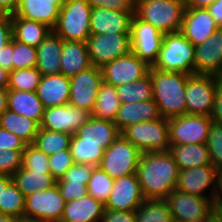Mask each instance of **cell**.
I'll return each instance as SVG.
<instances>
[{"mask_svg":"<svg viewBox=\"0 0 222 222\" xmlns=\"http://www.w3.org/2000/svg\"><path fill=\"white\" fill-rule=\"evenodd\" d=\"M137 177L145 199H165L177 187L179 169L168 151L141 153Z\"/></svg>","mask_w":222,"mask_h":222,"instance_id":"cell-1","label":"cell"},{"mask_svg":"<svg viewBox=\"0 0 222 222\" xmlns=\"http://www.w3.org/2000/svg\"><path fill=\"white\" fill-rule=\"evenodd\" d=\"M153 100L165 119L186 114L185 88L190 75L150 68Z\"/></svg>","mask_w":222,"mask_h":222,"instance_id":"cell-2","label":"cell"},{"mask_svg":"<svg viewBox=\"0 0 222 222\" xmlns=\"http://www.w3.org/2000/svg\"><path fill=\"white\" fill-rule=\"evenodd\" d=\"M195 46L181 31L163 35L157 60L151 66L156 70L182 72L194 75Z\"/></svg>","mask_w":222,"mask_h":222,"instance_id":"cell-3","label":"cell"},{"mask_svg":"<svg viewBox=\"0 0 222 222\" xmlns=\"http://www.w3.org/2000/svg\"><path fill=\"white\" fill-rule=\"evenodd\" d=\"M185 6L182 0H135V15L161 33L181 31Z\"/></svg>","mask_w":222,"mask_h":222,"instance_id":"cell-4","label":"cell"},{"mask_svg":"<svg viewBox=\"0 0 222 222\" xmlns=\"http://www.w3.org/2000/svg\"><path fill=\"white\" fill-rule=\"evenodd\" d=\"M91 10L85 0H65L52 31L64 41L86 43L91 36Z\"/></svg>","mask_w":222,"mask_h":222,"instance_id":"cell-5","label":"cell"},{"mask_svg":"<svg viewBox=\"0 0 222 222\" xmlns=\"http://www.w3.org/2000/svg\"><path fill=\"white\" fill-rule=\"evenodd\" d=\"M121 135L141 153L168 151L170 147L168 119L164 117L126 127Z\"/></svg>","mask_w":222,"mask_h":222,"instance_id":"cell-6","label":"cell"},{"mask_svg":"<svg viewBox=\"0 0 222 222\" xmlns=\"http://www.w3.org/2000/svg\"><path fill=\"white\" fill-rule=\"evenodd\" d=\"M141 152L121 134L104 150L99 167L112 179L136 174Z\"/></svg>","mask_w":222,"mask_h":222,"instance_id":"cell-7","label":"cell"},{"mask_svg":"<svg viewBox=\"0 0 222 222\" xmlns=\"http://www.w3.org/2000/svg\"><path fill=\"white\" fill-rule=\"evenodd\" d=\"M211 124V117L206 115L185 114L169 118V143L170 145L205 144Z\"/></svg>","mask_w":222,"mask_h":222,"instance_id":"cell-8","label":"cell"},{"mask_svg":"<svg viewBox=\"0 0 222 222\" xmlns=\"http://www.w3.org/2000/svg\"><path fill=\"white\" fill-rule=\"evenodd\" d=\"M220 175L212 165L179 170L176 189L193 196L216 200Z\"/></svg>","mask_w":222,"mask_h":222,"instance_id":"cell-9","label":"cell"},{"mask_svg":"<svg viewBox=\"0 0 222 222\" xmlns=\"http://www.w3.org/2000/svg\"><path fill=\"white\" fill-rule=\"evenodd\" d=\"M215 75L194 74L187 79L185 88L186 114L211 116L216 92Z\"/></svg>","mask_w":222,"mask_h":222,"instance_id":"cell-10","label":"cell"},{"mask_svg":"<svg viewBox=\"0 0 222 222\" xmlns=\"http://www.w3.org/2000/svg\"><path fill=\"white\" fill-rule=\"evenodd\" d=\"M130 34H91L87 49L91 65H103L128 54L131 51Z\"/></svg>","mask_w":222,"mask_h":222,"instance_id":"cell-11","label":"cell"},{"mask_svg":"<svg viewBox=\"0 0 222 222\" xmlns=\"http://www.w3.org/2000/svg\"><path fill=\"white\" fill-rule=\"evenodd\" d=\"M165 201L174 222L205 219L215 209L216 202V200L193 196L177 189L170 192Z\"/></svg>","mask_w":222,"mask_h":222,"instance_id":"cell-12","label":"cell"},{"mask_svg":"<svg viewBox=\"0 0 222 222\" xmlns=\"http://www.w3.org/2000/svg\"><path fill=\"white\" fill-rule=\"evenodd\" d=\"M163 35L156 27L133 14L130 29L131 52L150 66L157 60Z\"/></svg>","mask_w":222,"mask_h":222,"instance_id":"cell-13","label":"cell"},{"mask_svg":"<svg viewBox=\"0 0 222 222\" xmlns=\"http://www.w3.org/2000/svg\"><path fill=\"white\" fill-rule=\"evenodd\" d=\"M64 207L65 201L56 184L25 197L24 217L54 222L61 220Z\"/></svg>","mask_w":222,"mask_h":222,"instance_id":"cell-14","label":"cell"},{"mask_svg":"<svg viewBox=\"0 0 222 222\" xmlns=\"http://www.w3.org/2000/svg\"><path fill=\"white\" fill-rule=\"evenodd\" d=\"M150 68L151 66L146 61L130 51L103 65L100 69L103 82L117 87L141 79L149 73Z\"/></svg>","mask_w":222,"mask_h":222,"instance_id":"cell-15","label":"cell"},{"mask_svg":"<svg viewBox=\"0 0 222 222\" xmlns=\"http://www.w3.org/2000/svg\"><path fill=\"white\" fill-rule=\"evenodd\" d=\"M70 79V98L68 104L92 112L100 85L103 83L101 69L91 66Z\"/></svg>","mask_w":222,"mask_h":222,"instance_id":"cell-16","label":"cell"},{"mask_svg":"<svg viewBox=\"0 0 222 222\" xmlns=\"http://www.w3.org/2000/svg\"><path fill=\"white\" fill-rule=\"evenodd\" d=\"M90 118V112L70 104L49 107L44 110L40 129L73 135Z\"/></svg>","mask_w":222,"mask_h":222,"instance_id":"cell-17","label":"cell"},{"mask_svg":"<svg viewBox=\"0 0 222 222\" xmlns=\"http://www.w3.org/2000/svg\"><path fill=\"white\" fill-rule=\"evenodd\" d=\"M144 200L137 174H130L114 179L110 196L104 207L114 211H135Z\"/></svg>","mask_w":222,"mask_h":222,"instance_id":"cell-18","label":"cell"},{"mask_svg":"<svg viewBox=\"0 0 222 222\" xmlns=\"http://www.w3.org/2000/svg\"><path fill=\"white\" fill-rule=\"evenodd\" d=\"M195 74L215 75L222 78V28L208 40L195 46Z\"/></svg>","mask_w":222,"mask_h":222,"instance_id":"cell-19","label":"cell"},{"mask_svg":"<svg viewBox=\"0 0 222 222\" xmlns=\"http://www.w3.org/2000/svg\"><path fill=\"white\" fill-rule=\"evenodd\" d=\"M135 11H118L108 8H92L91 34H130L131 19Z\"/></svg>","mask_w":222,"mask_h":222,"instance_id":"cell-20","label":"cell"},{"mask_svg":"<svg viewBox=\"0 0 222 222\" xmlns=\"http://www.w3.org/2000/svg\"><path fill=\"white\" fill-rule=\"evenodd\" d=\"M218 28L207 8H185L181 32L194 46L204 43Z\"/></svg>","mask_w":222,"mask_h":222,"instance_id":"cell-21","label":"cell"},{"mask_svg":"<svg viewBox=\"0 0 222 222\" xmlns=\"http://www.w3.org/2000/svg\"><path fill=\"white\" fill-rule=\"evenodd\" d=\"M64 3L65 0H20L11 17L40 22L53 29Z\"/></svg>","mask_w":222,"mask_h":222,"instance_id":"cell-22","label":"cell"},{"mask_svg":"<svg viewBox=\"0 0 222 222\" xmlns=\"http://www.w3.org/2000/svg\"><path fill=\"white\" fill-rule=\"evenodd\" d=\"M36 93L44 108L66 105L70 98V79L63 74L42 76Z\"/></svg>","mask_w":222,"mask_h":222,"instance_id":"cell-23","label":"cell"},{"mask_svg":"<svg viewBox=\"0 0 222 222\" xmlns=\"http://www.w3.org/2000/svg\"><path fill=\"white\" fill-rule=\"evenodd\" d=\"M158 106L153 99L134 103H123L117 111L115 125L120 133L131 125L160 118Z\"/></svg>","mask_w":222,"mask_h":222,"instance_id":"cell-24","label":"cell"},{"mask_svg":"<svg viewBox=\"0 0 222 222\" xmlns=\"http://www.w3.org/2000/svg\"><path fill=\"white\" fill-rule=\"evenodd\" d=\"M114 122L91 117L76 132L80 143L100 144L106 150L120 135Z\"/></svg>","mask_w":222,"mask_h":222,"instance_id":"cell-25","label":"cell"},{"mask_svg":"<svg viewBox=\"0 0 222 222\" xmlns=\"http://www.w3.org/2000/svg\"><path fill=\"white\" fill-rule=\"evenodd\" d=\"M64 40L53 31L38 45L36 68L42 76L61 74L60 57Z\"/></svg>","mask_w":222,"mask_h":222,"instance_id":"cell-26","label":"cell"},{"mask_svg":"<svg viewBox=\"0 0 222 222\" xmlns=\"http://www.w3.org/2000/svg\"><path fill=\"white\" fill-rule=\"evenodd\" d=\"M104 204L87 194L81 199L65 202L61 220L64 222H101Z\"/></svg>","mask_w":222,"mask_h":222,"instance_id":"cell-27","label":"cell"},{"mask_svg":"<svg viewBox=\"0 0 222 222\" xmlns=\"http://www.w3.org/2000/svg\"><path fill=\"white\" fill-rule=\"evenodd\" d=\"M7 109L39 124L45 110L36 92L18 90H7Z\"/></svg>","mask_w":222,"mask_h":222,"instance_id":"cell-28","label":"cell"},{"mask_svg":"<svg viewBox=\"0 0 222 222\" xmlns=\"http://www.w3.org/2000/svg\"><path fill=\"white\" fill-rule=\"evenodd\" d=\"M60 60L61 74L68 77L92 66L85 42L64 41Z\"/></svg>","mask_w":222,"mask_h":222,"instance_id":"cell-29","label":"cell"},{"mask_svg":"<svg viewBox=\"0 0 222 222\" xmlns=\"http://www.w3.org/2000/svg\"><path fill=\"white\" fill-rule=\"evenodd\" d=\"M168 152L179 170L212 165L205 144L170 145Z\"/></svg>","mask_w":222,"mask_h":222,"instance_id":"cell-30","label":"cell"},{"mask_svg":"<svg viewBox=\"0 0 222 222\" xmlns=\"http://www.w3.org/2000/svg\"><path fill=\"white\" fill-rule=\"evenodd\" d=\"M13 39L37 48L50 34L52 29L40 22L26 20L21 17H11Z\"/></svg>","mask_w":222,"mask_h":222,"instance_id":"cell-31","label":"cell"},{"mask_svg":"<svg viewBox=\"0 0 222 222\" xmlns=\"http://www.w3.org/2000/svg\"><path fill=\"white\" fill-rule=\"evenodd\" d=\"M0 127L17 135L27 145H30L33 144L39 132L40 124L35 120L6 109L0 115Z\"/></svg>","mask_w":222,"mask_h":222,"instance_id":"cell-32","label":"cell"},{"mask_svg":"<svg viewBox=\"0 0 222 222\" xmlns=\"http://www.w3.org/2000/svg\"><path fill=\"white\" fill-rule=\"evenodd\" d=\"M12 180L25 197L36 191L49 189L57 182L51 172H35L23 167L14 173Z\"/></svg>","mask_w":222,"mask_h":222,"instance_id":"cell-33","label":"cell"},{"mask_svg":"<svg viewBox=\"0 0 222 222\" xmlns=\"http://www.w3.org/2000/svg\"><path fill=\"white\" fill-rule=\"evenodd\" d=\"M120 105L116 87L103 82L100 85L91 117L114 122Z\"/></svg>","mask_w":222,"mask_h":222,"instance_id":"cell-34","label":"cell"},{"mask_svg":"<svg viewBox=\"0 0 222 222\" xmlns=\"http://www.w3.org/2000/svg\"><path fill=\"white\" fill-rule=\"evenodd\" d=\"M116 89L121 104L153 99L152 82L149 73L135 82L117 86Z\"/></svg>","mask_w":222,"mask_h":222,"instance_id":"cell-35","label":"cell"},{"mask_svg":"<svg viewBox=\"0 0 222 222\" xmlns=\"http://www.w3.org/2000/svg\"><path fill=\"white\" fill-rule=\"evenodd\" d=\"M71 138L72 134L65 132L39 129L32 145L49 156L69 149Z\"/></svg>","mask_w":222,"mask_h":222,"instance_id":"cell-36","label":"cell"},{"mask_svg":"<svg viewBox=\"0 0 222 222\" xmlns=\"http://www.w3.org/2000/svg\"><path fill=\"white\" fill-rule=\"evenodd\" d=\"M135 222H174L165 199H145L135 210Z\"/></svg>","mask_w":222,"mask_h":222,"instance_id":"cell-37","label":"cell"},{"mask_svg":"<svg viewBox=\"0 0 222 222\" xmlns=\"http://www.w3.org/2000/svg\"><path fill=\"white\" fill-rule=\"evenodd\" d=\"M25 196L11 180L0 197V214L9 215L18 219L24 217Z\"/></svg>","mask_w":222,"mask_h":222,"instance_id":"cell-38","label":"cell"},{"mask_svg":"<svg viewBox=\"0 0 222 222\" xmlns=\"http://www.w3.org/2000/svg\"><path fill=\"white\" fill-rule=\"evenodd\" d=\"M69 150L74 163L94 166H99L104 155V149L100 144L80 143V139L75 134L72 135Z\"/></svg>","mask_w":222,"mask_h":222,"instance_id":"cell-39","label":"cell"},{"mask_svg":"<svg viewBox=\"0 0 222 222\" xmlns=\"http://www.w3.org/2000/svg\"><path fill=\"white\" fill-rule=\"evenodd\" d=\"M41 77L42 74L36 67L12 70L9 72L7 90L36 92Z\"/></svg>","mask_w":222,"mask_h":222,"instance_id":"cell-40","label":"cell"},{"mask_svg":"<svg viewBox=\"0 0 222 222\" xmlns=\"http://www.w3.org/2000/svg\"><path fill=\"white\" fill-rule=\"evenodd\" d=\"M113 184L114 179L99 166H95L87 184V192L96 200L105 204L110 196Z\"/></svg>","mask_w":222,"mask_h":222,"instance_id":"cell-41","label":"cell"},{"mask_svg":"<svg viewBox=\"0 0 222 222\" xmlns=\"http://www.w3.org/2000/svg\"><path fill=\"white\" fill-rule=\"evenodd\" d=\"M37 49L12 38V70L35 68Z\"/></svg>","mask_w":222,"mask_h":222,"instance_id":"cell-42","label":"cell"},{"mask_svg":"<svg viewBox=\"0 0 222 222\" xmlns=\"http://www.w3.org/2000/svg\"><path fill=\"white\" fill-rule=\"evenodd\" d=\"M205 145L207 146L212 166L222 174V125L212 122Z\"/></svg>","mask_w":222,"mask_h":222,"instance_id":"cell-43","label":"cell"},{"mask_svg":"<svg viewBox=\"0 0 222 222\" xmlns=\"http://www.w3.org/2000/svg\"><path fill=\"white\" fill-rule=\"evenodd\" d=\"M22 167L35 172H50L48 155L32 144L26 145L22 153Z\"/></svg>","mask_w":222,"mask_h":222,"instance_id":"cell-44","label":"cell"},{"mask_svg":"<svg viewBox=\"0 0 222 222\" xmlns=\"http://www.w3.org/2000/svg\"><path fill=\"white\" fill-rule=\"evenodd\" d=\"M94 165L74 163L56 183L88 184Z\"/></svg>","mask_w":222,"mask_h":222,"instance_id":"cell-45","label":"cell"},{"mask_svg":"<svg viewBox=\"0 0 222 222\" xmlns=\"http://www.w3.org/2000/svg\"><path fill=\"white\" fill-rule=\"evenodd\" d=\"M51 175L57 180L62 178L65 172L74 165L70 150H62L48 156Z\"/></svg>","mask_w":222,"mask_h":222,"instance_id":"cell-46","label":"cell"},{"mask_svg":"<svg viewBox=\"0 0 222 222\" xmlns=\"http://www.w3.org/2000/svg\"><path fill=\"white\" fill-rule=\"evenodd\" d=\"M24 150H0V174L13 176L22 167Z\"/></svg>","mask_w":222,"mask_h":222,"instance_id":"cell-47","label":"cell"},{"mask_svg":"<svg viewBox=\"0 0 222 222\" xmlns=\"http://www.w3.org/2000/svg\"><path fill=\"white\" fill-rule=\"evenodd\" d=\"M91 8H108L118 11H135V0H85Z\"/></svg>","mask_w":222,"mask_h":222,"instance_id":"cell-48","label":"cell"},{"mask_svg":"<svg viewBox=\"0 0 222 222\" xmlns=\"http://www.w3.org/2000/svg\"><path fill=\"white\" fill-rule=\"evenodd\" d=\"M65 202L81 199L87 192L86 184L56 183Z\"/></svg>","mask_w":222,"mask_h":222,"instance_id":"cell-49","label":"cell"},{"mask_svg":"<svg viewBox=\"0 0 222 222\" xmlns=\"http://www.w3.org/2000/svg\"><path fill=\"white\" fill-rule=\"evenodd\" d=\"M26 145L17 135L0 127V150H25Z\"/></svg>","mask_w":222,"mask_h":222,"instance_id":"cell-50","label":"cell"},{"mask_svg":"<svg viewBox=\"0 0 222 222\" xmlns=\"http://www.w3.org/2000/svg\"><path fill=\"white\" fill-rule=\"evenodd\" d=\"M101 222H135V211H114L104 208Z\"/></svg>","mask_w":222,"mask_h":222,"instance_id":"cell-51","label":"cell"},{"mask_svg":"<svg viewBox=\"0 0 222 222\" xmlns=\"http://www.w3.org/2000/svg\"><path fill=\"white\" fill-rule=\"evenodd\" d=\"M210 117L213 123L222 125V78L216 82V92Z\"/></svg>","mask_w":222,"mask_h":222,"instance_id":"cell-52","label":"cell"},{"mask_svg":"<svg viewBox=\"0 0 222 222\" xmlns=\"http://www.w3.org/2000/svg\"><path fill=\"white\" fill-rule=\"evenodd\" d=\"M12 38L11 15L0 13V49L10 43Z\"/></svg>","mask_w":222,"mask_h":222,"instance_id":"cell-53","label":"cell"},{"mask_svg":"<svg viewBox=\"0 0 222 222\" xmlns=\"http://www.w3.org/2000/svg\"><path fill=\"white\" fill-rule=\"evenodd\" d=\"M0 67L12 71V39L4 48L0 49Z\"/></svg>","mask_w":222,"mask_h":222,"instance_id":"cell-54","label":"cell"},{"mask_svg":"<svg viewBox=\"0 0 222 222\" xmlns=\"http://www.w3.org/2000/svg\"><path fill=\"white\" fill-rule=\"evenodd\" d=\"M207 10L214 19L216 25L222 28V5H218V1L216 0L207 7Z\"/></svg>","mask_w":222,"mask_h":222,"instance_id":"cell-55","label":"cell"},{"mask_svg":"<svg viewBox=\"0 0 222 222\" xmlns=\"http://www.w3.org/2000/svg\"><path fill=\"white\" fill-rule=\"evenodd\" d=\"M20 0H0V13L14 15Z\"/></svg>","mask_w":222,"mask_h":222,"instance_id":"cell-56","label":"cell"},{"mask_svg":"<svg viewBox=\"0 0 222 222\" xmlns=\"http://www.w3.org/2000/svg\"><path fill=\"white\" fill-rule=\"evenodd\" d=\"M216 0H182L185 8H207Z\"/></svg>","mask_w":222,"mask_h":222,"instance_id":"cell-57","label":"cell"},{"mask_svg":"<svg viewBox=\"0 0 222 222\" xmlns=\"http://www.w3.org/2000/svg\"><path fill=\"white\" fill-rule=\"evenodd\" d=\"M9 83V72L0 67V88L7 89Z\"/></svg>","mask_w":222,"mask_h":222,"instance_id":"cell-58","label":"cell"},{"mask_svg":"<svg viewBox=\"0 0 222 222\" xmlns=\"http://www.w3.org/2000/svg\"><path fill=\"white\" fill-rule=\"evenodd\" d=\"M7 109V89L0 88V115Z\"/></svg>","mask_w":222,"mask_h":222,"instance_id":"cell-59","label":"cell"},{"mask_svg":"<svg viewBox=\"0 0 222 222\" xmlns=\"http://www.w3.org/2000/svg\"><path fill=\"white\" fill-rule=\"evenodd\" d=\"M12 180L11 176L0 174V197L7 184Z\"/></svg>","mask_w":222,"mask_h":222,"instance_id":"cell-60","label":"cell"},{"mask_svg":"<svg viewBox=\"0 0 222 222\" xmlns=\"http://www.w3.org/2000/svg\"><path fill=\"white\" fill-rule=\"evenodd\" d=\"M206 222H222V215L214 209L213 212L206 218Z\"/></svg>","mask_w":222,"mask_h":222,"instance_id":"cell-61","label":"cell"},{"mask_svg":"<svg viewBox=\"0 0 222 222\" xmlns=\"http://www.w3.org/2000/svg\"><path fill=\"white\" fill-rule=\"evenodd\" d=\"M215 206H222V174L219 179V193L215 202Z\"/></svg>","mask_w":222,"mask_h":222,"instance_id":"cell-62","label":"cell"},{"mask_svg":"<svg viewBox=\"0 0 222 222\" xmlns=\"http://www.w3.org/2000/svg\"><path fill=\"white\" fill-rule=\"evenodd\" d=\"M19 219L9 215L0 214V222H18Z\"/></svg>","mask_w":222,"mask_h":222,"instance_id":"cell-63","label":"cell"},{"mask_svg":"<svg viewBox=\"0 0 222 222\" xmlns=\"http://www.w3.org/2000/svg\"><path fill=\"white\" fill-rule=\"evenodd\" d=\"M18 222H45L43 220H39V219H33V218H27V217H22L19 219Z\"/></svg>","mask_w":222,"mask_h":222,"instance_id":"cell-64","label":"cell"},{"mask_svg":"<svg viewBox=\"0 0 222 222\" xmlns=\"http://www.w3.org/2000/svg\"><path fill=\"white\" fill-rule=\"evenodd\" d=\"M188 222H206V218L205 219H197V220H191Z\"/></svg>","mask_w":222,"mask_h":222,"instance_id":"cell-65","label":"cell"},{"mask_svg":"<svg viewBox=\"0 0 222 222\" xmlns=\"http://www.w3.org/2000/svg\"><path fill=\"white\" fill-rule=\"evenodd\" d=\"M218 1V5H222V0H217Z\"/></svg>","mask_w":222,"mask_h":222,"instance_id":"cell-66","label":"cell"}]
</instances>
